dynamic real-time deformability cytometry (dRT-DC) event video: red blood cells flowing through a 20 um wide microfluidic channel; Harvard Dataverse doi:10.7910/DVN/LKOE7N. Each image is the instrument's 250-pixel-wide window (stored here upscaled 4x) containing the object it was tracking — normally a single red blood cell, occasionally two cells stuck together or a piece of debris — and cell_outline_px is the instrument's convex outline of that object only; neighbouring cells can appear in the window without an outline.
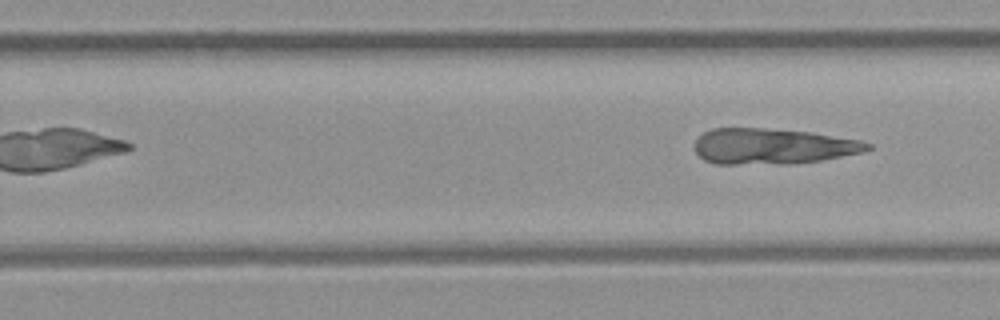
{"species": "common noctule bat (a hibernating species)", "species_latin": "Nyctalus noctula", "temperature_condition": "room temperature", "stored_images_in_passage": 8, "segment_of_instrument_passage": [2, 2], "camera_frame_rate_fps": 3000, "um_per_image_px": 0.085, "animal": {"sex": "female", "body_mass_g": 21.9}, "frame": {"image": 1, "passage_image": 8, "time_ms": 8.333, "image_size_px": [1000, 320], "cell_outline_px": [[872, 148], [860, 152], [820, 160], [788, 164], [716, 164], [704, 160], [696, 152], [696, 140], [704, 132], [712, 128], [764, 128], [808, 132], [860, 140], [872, 144]], "centroid_in_image_um": [65.65, 12.44], "position_along_channel_um": 264.2, "area_um2": 35.72}}